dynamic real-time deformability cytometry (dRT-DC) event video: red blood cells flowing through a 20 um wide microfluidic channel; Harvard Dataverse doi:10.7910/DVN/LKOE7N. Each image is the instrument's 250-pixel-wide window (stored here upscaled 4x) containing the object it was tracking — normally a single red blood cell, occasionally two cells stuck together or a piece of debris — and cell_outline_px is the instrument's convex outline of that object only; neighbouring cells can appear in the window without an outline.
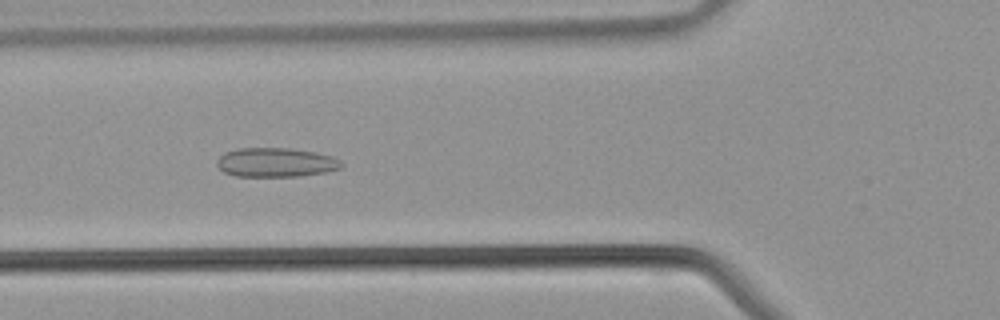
{"species": "common noctule bat (a hibernating species)", "species_latin": "Nyctalus noctula", "temperature_condition": "warm", "stored_images_in_passage": 35, "camera_frame_rate_fps": 3000, "um_per_image_px": 0.085, "animal": {"sex": "male", "body_mass_g": 21.5, "forearm_length_mm": 52.0}, "frame": {"image": 1, "passage_image": 11, "time_ms": 3.333, "image_size_px": [1000, 320], "cell_outline_px": [[344, 164], [340, 168], [324, 172], [300, 176], [236, 176], [224, 172], [216, 164], [216, 160], [224, 152], [236, 148], [288, 148], [312, 152], [332, 156], [340, 160]], "centroid_in_image_um": [23.41, 13.8], "position_along_channel_um": 102.4, "area_um2": 21.1}}
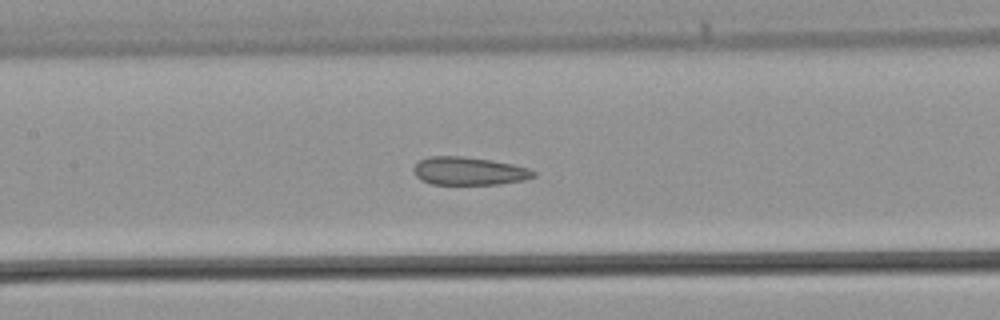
{"frame": {"image": 2, "passage_image": 15, "time_ms": 4.667, "image_size_px": [1000, 320], "cell_outline_px": [[536, 176], [524, 180], [500, 184], [432, 184], [420, 180], [416, 176], [412, 168], [420, 160], [428, 156], [464, 156], [512, 164], [528, 168], [536, 172]], "centroid_in_image_um": [39.84, 14.54], "position_along_channel_um": 167.6, "area_um2": 19.59}}
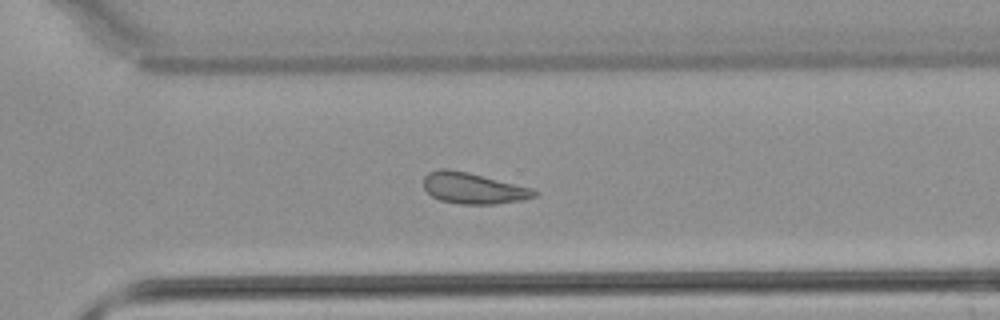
{"frame": {"image": 3, "passage_image": 25, "time_ms": 8.0, "image_size_px": [1000, 320], "cell_outline_px": [[540, 192], [536, 196], [524, 200], [496, 204], [460, 204], [440, 200], [432, 196], [424, 188], [424, 176], [428, 172], [440, 168], [448, 168], [468, 172], [532, 188]], "centroid_in_image_um": [40.23, 16.0], "position_along_channel_um": 330.4, "area_um2": 20.17}}